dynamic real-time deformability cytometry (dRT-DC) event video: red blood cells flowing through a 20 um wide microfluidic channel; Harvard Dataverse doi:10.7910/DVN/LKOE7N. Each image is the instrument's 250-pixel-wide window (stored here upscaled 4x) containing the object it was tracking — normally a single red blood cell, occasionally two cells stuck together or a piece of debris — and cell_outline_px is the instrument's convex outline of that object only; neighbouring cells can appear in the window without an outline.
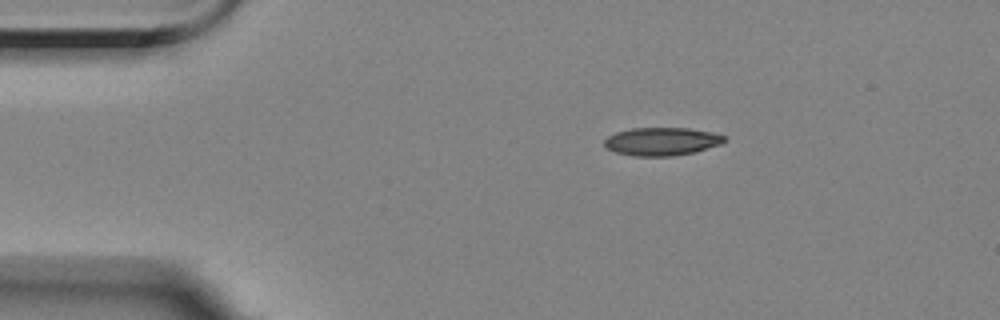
{"species": "Egyptian fruit bat (a non-hibernating species)", "species_latin": "Rousettus aegyptiacus", "temperature_condition": "room temperature", "stored_images_in_passage": 4, "camera_frame_rate_fps": 3000, "um_per_image_px": 0.085, "animal": {"sex": "female"}, "frame": {"image": 1, "passage_image": 1, "time_ms": 0.0, "image_size_px": [1000, 320], "cell_outline_px": [[728, 140], [720, 144], [696, 152], [672, 156], [632, 156], [616, 152], [604, 148], [604, 140], [608, 136], [616, 132], [632, 128], [688, 128], [712, 132], [724, 136]], "centroid_in_image_um": [56.23, 12.03], "position_along_channel_um": 28.8, "area_um2": 19.77}}
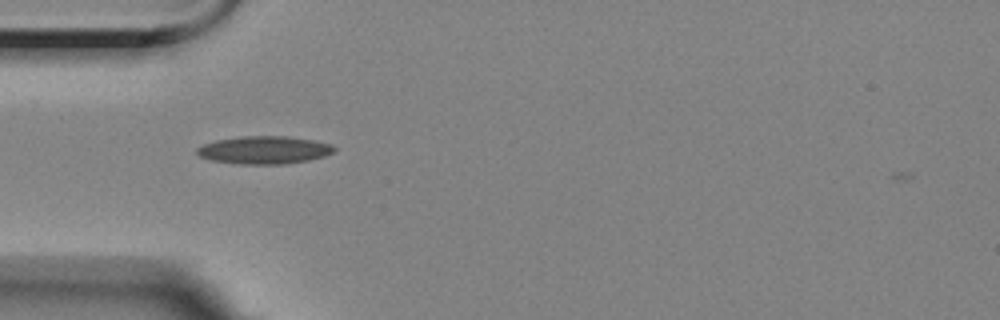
{"frame": {"image": 2, "passage_image": 3, "time_ms": 2.333, "image_size_px": [1000, 320], "cell_outline_px": [[336, 148], [332, 152], [324, 156], [308, 160], [284, 164], [240, 164], [212, 160], [200, 156], [196, 152], [196, 148], [204, 144], [216, 140], [240, 136], [288, 136], [316, 140], [332, 144]], "centroid_in_image_um": [22.47, 12.74], "position_along_channel_um": 62.5, "area_um2": 22.25}}
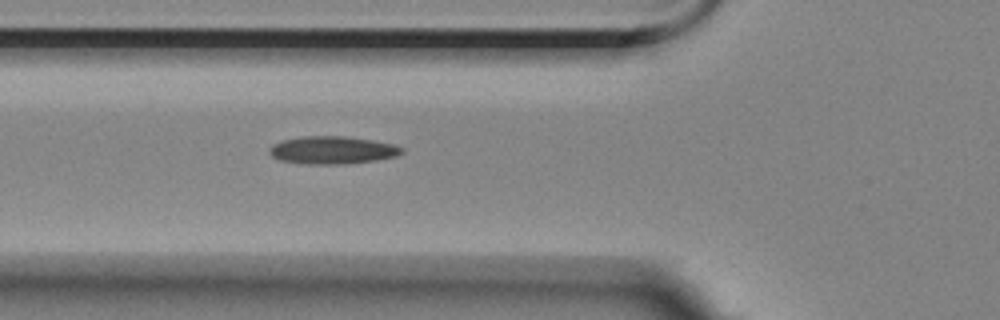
{"frame": {"image": 3, "passage_image": 4, "time_ms": 3.333, "image_size_px": [1000, 320], "cell_outline_px": [[404, 152], [396, 156], [376, 160], [348, 164], [308, 164], [280, 160], [272, 156], [268, 152], [268, 148], [272, 144], [280, 140], [300, 136], [344, 136], [372, 140], [392, 144], [404, 148]], "centroid_in_image_um": [28.22, 12.75], "position_along_channel_um": 97.6, "area_um2": 21.56}}